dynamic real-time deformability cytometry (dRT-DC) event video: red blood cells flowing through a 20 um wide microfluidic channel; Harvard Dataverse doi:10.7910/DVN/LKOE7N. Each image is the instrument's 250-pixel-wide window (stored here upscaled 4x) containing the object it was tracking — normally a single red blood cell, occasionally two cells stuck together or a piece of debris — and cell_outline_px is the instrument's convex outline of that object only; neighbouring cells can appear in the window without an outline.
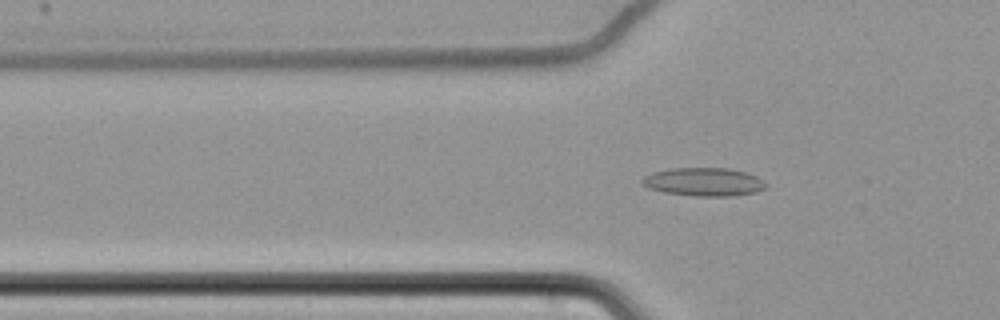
{"species": "common noctule bat (a hibernating species)", "species_latin": "Nyctalus noctula", "temperature_condition": "cold", "stored_images_in_passage": 51, "camera_frame_rate_fps": 3000, "um_per_image_px": 0.085, "animal": {"sex": "female", "body_mass_g": 22.7, "forearm_length_mm": 54.2}, "frame": {"image": 1, "passage_image": 11, "time_ms": 3.333, "image_size_px": [1000, 320], "cell_outline_px": [[768, 184], [764, 188], [756, 192], [736, 196], [696, 196], [664, 192], [648, 188], [640, 180], [644, 176], [652, 172], [672, 168], [728, 168], [744, 172], [756, 176], [764, 180]], "centroid_in_image_um": [59.84, 15.46], "position_along_channel_um": 66.0, "area_um2": 20.46}}
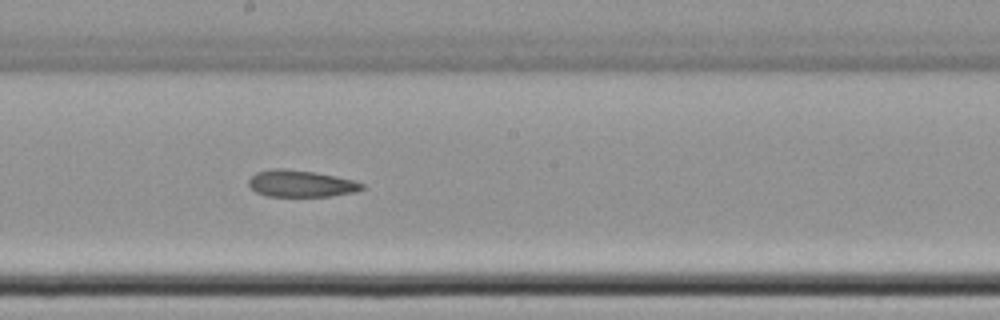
{"frame": {"image": 2, "passage_image": 25, "time_ms": 8.0, "image_size_px": [1000, 320], "cell_outline_px": [[364, 188], [356, 192], [332, 196], [268, 196], [256, 192], [248, 184], [248, 180], [256, 172], [272, 168], [284, 168], [312, 172], [336, 176], [352, 180], [364, 184]], "centroid_in_image_um": [25.57, 15.6], "position_along_channel_um": 222.6, "area_um2": 17.63}}
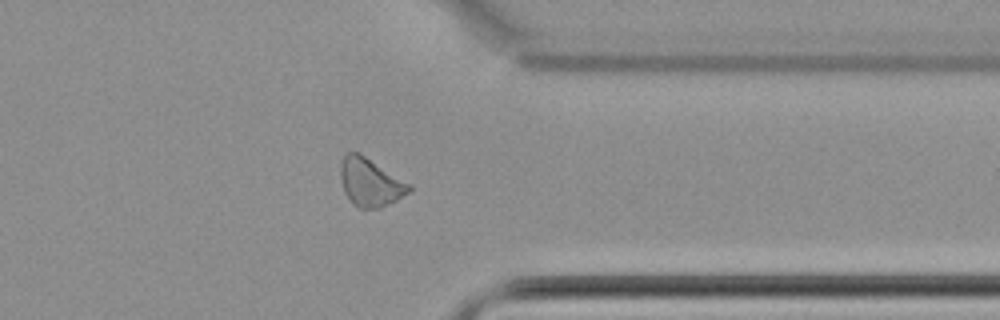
{"frame": {"image": 3, "passage_image": 39, "time_ms": 12.667, "image_size_px": [1000, 320], "cell_outline_px": [[412, 188], [408, 192], [396, 200], [380, 208], [360, 208], [352, 204], [344, 192], [340, 176], [340, 164], [344, 156], [348, 152], [360, 152], [412, 184]], "centroid_in_image_um": [31.47, 15.48], "position_along_channel_um": 379.9, "area_um2": 19.42}, "authors_computed_cell_mechanics": {"area_um2": 19.1318, "velocity_mm_per_s": 3.4567, "shape_relaxation_time_tau1_ms": null, "shape_relaxation_time_tau2_ms": 7.7208, "deformation_change_tau1": null, "deformation_change_tau2": 0.1502}}